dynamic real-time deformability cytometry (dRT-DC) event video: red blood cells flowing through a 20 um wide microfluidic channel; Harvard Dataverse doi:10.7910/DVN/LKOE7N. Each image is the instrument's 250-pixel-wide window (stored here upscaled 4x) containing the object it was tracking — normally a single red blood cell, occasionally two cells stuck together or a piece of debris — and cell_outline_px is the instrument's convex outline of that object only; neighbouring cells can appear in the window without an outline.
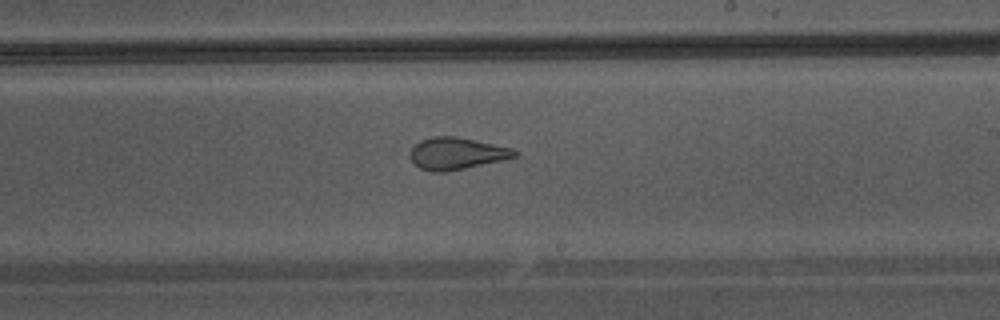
{"species": "Egyptian fruit bat (a non-hibernating species)", "species_latin": "Rousettus aegyptiacus", "temperature_condition": "warm", "stored_images_in_passage": 32, "camera_frame_rate_fps": 3000, "um_per_image_px": 0.085, "animal": {"sex": "male"}, "frame": {"image": 1, "passage_image": 19, "time_ms": 6.0, "image_size_px": [1000, 320], "cell_outline_px": [[520, 152], [516, 156], [504, 160], [444, 172], [432, 172], [420, 168], [412, 160], [408, 152], [420, 140], [432, 136], [456, 136], [476, 140], [512, 148]], "centroid_in_image_um": [38.82, 13.04], "position_along_channel_um": 250.2, "area_um2": 19.48}}